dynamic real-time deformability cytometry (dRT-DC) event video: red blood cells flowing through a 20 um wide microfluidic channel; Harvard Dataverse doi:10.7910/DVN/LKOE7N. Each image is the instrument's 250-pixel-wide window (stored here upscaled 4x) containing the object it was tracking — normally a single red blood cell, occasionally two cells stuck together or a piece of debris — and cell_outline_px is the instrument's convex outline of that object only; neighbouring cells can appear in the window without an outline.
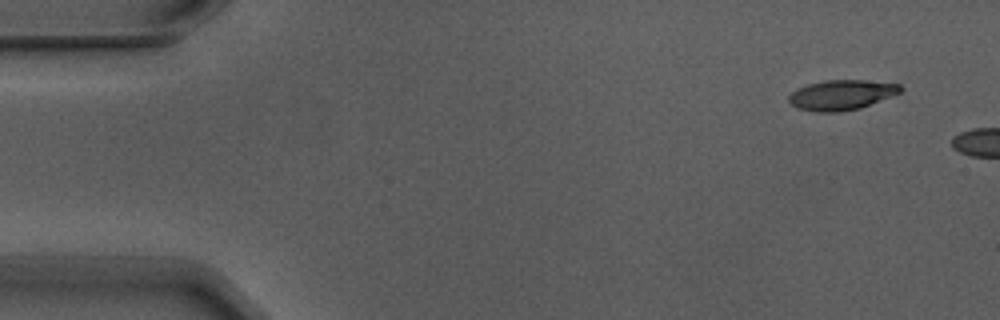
{"species": "Egyptian fruit bat (a non-hibernating species)", "species_latin": "Rousettus aegyptiacus", "temperature_condition": "warm", "stored_images_in_passage": 6, "camera_frame_rate_fps": 3000, "um_per_image_px": 0.085, "animal": {"sex": "male"}, "frame": {"image": 1, "passage_image": 1, "time_ms": 0.0, "image_size_px": [1000, 320], "cell_outline_px": [[904, 88], [900, 92], [860, 108], [840, 112], [816, 112], [796, 108], [788, 100], [788, 96], [796, 88], [808, 84], [824, 80], [864, 80], [900, 84]], "centroid_in_image_um": [71.49, 8.06], "position_along_channel_um": 13.5, "area_um2": 19.54}}